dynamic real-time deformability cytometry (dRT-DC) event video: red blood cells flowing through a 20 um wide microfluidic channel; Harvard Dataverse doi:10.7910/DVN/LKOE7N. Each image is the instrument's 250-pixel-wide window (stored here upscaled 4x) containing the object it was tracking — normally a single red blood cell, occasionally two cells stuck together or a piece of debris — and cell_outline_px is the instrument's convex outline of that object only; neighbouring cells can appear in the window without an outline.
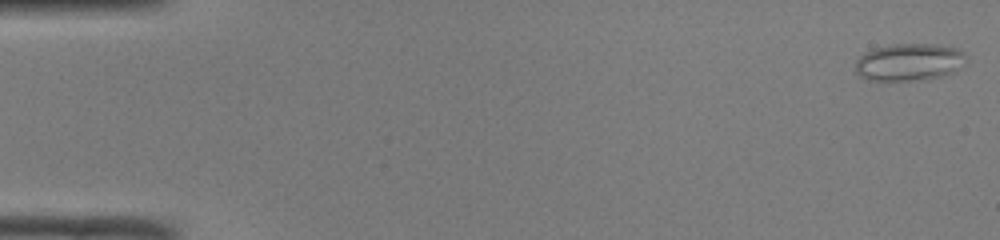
{"species": "common noctule bat (a hibernating species)", "species_latin": "Nyctalus noctula", "temperature_condition": "room temperature", "stored_images_in_passage": 49, "camera_frame_rate_fps": 3000, "um_per_image_px": 0.085, "animal": {"sex": "male", "body_mass_g": 19.0, "forearm_length_mm": 50.8}, "frame": {"image": 1, "passage_image": 1, "time_ms": 0.0, "image_size_px": [1000, 240], "cell_outline_px": [[968, 60], [952, 72], [944, 76], [928, 80], [868, 80], [860, 76], [856, 72], [856, 60], [864, 52], [876, 48], [896, 44], [932, 44], [956, 48], [964, 52]], "centroid_in_image_um": [77.29, 5.29], "position_along_channel_um": 7.7, "area_um2": 24.1}}
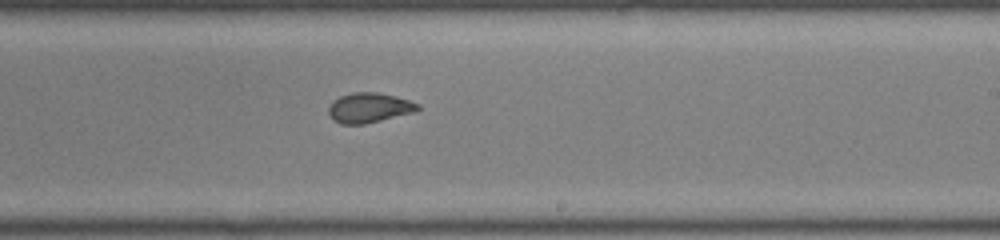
{"frame": {"image": 2, "passage_image": 30, "time_ms": 9.667, "image_size_px": [1000, 240], "cell_outline_px": [[420, 108], [416, 112], [364, 124], [340, 124], [332, 120], [328, 112], [328, 108], [332, 100], [340, 96], [352, 92], [376, 92], [396, 96], [420, 104]], "centroid_in_image_um": [31.36, 9.16], "position_along_channel_um": 257.6, "area_um2": 15.72}}
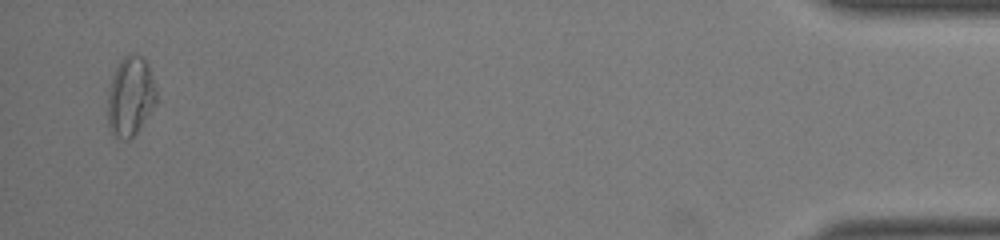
{"frame": {"image": 3, "passage_image": 48, "time_ms": 15.667, "image_size_px": [1000, 240], "cell_outline_px": [[156, 104], [136, 132], [128, 140], [124, 140], [112, 136], [108, 128], [108, 88], [112, 76], [120, 60], [124, 56], [140, 56], [148, 64], [156, 88]], "centroid_in_image_um": [11.06, 8.23], "position_along_channel_um": 424.1, "area_um2": 22.43}, "authors_computed_cell_mechanics": {"area_um2": 16.9932, "velocity_mm_per_s": 4.1238, "shape_relaxation_time_tau1_ms": null, "shape_relaxation_time_tau2_ms": 0.7922, "deformation_change_tau1": null, "deformation_change_tau2": 0.0648}}